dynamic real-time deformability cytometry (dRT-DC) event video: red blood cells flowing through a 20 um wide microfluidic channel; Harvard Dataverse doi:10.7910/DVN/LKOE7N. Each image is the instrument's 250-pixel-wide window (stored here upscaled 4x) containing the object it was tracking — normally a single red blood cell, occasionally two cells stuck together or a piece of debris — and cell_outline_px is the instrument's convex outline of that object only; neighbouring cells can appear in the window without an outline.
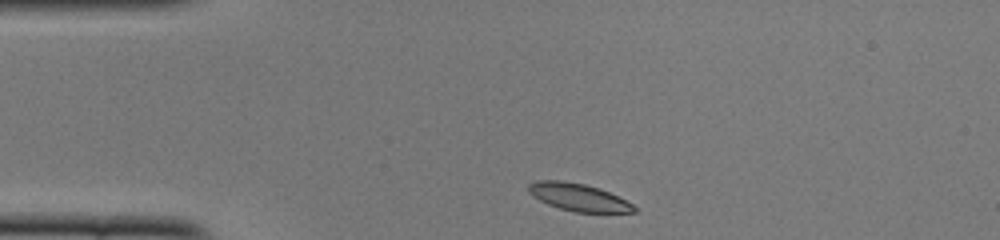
{"species": "common noctule bat (a hibernating species)", "species_latin": "Nyctalus noctula", "temperature_condition": "cold", "stored_images_in_passage": 42, "camera_frame_rate_fps": 3000, "um_per_image_px": 0.085, "animal": {"sex": "female", "body_mass_g": 22.0, "forearm_length_mm": 56.7}, "frame": {"image": 1, "passage_image": 1, "time_ms": 0.0, "image_size_px": [1000, 240], "cell_outline_px": [[636, 212], [576, 212], [560, 208], [548, 204], [532, 196], [528, 192], [528, 184], [536, 180], [560, 180], [584, 184], [600, 188], [632, 204], [636, 208]], "centroid_in_image_um": [49.12, 16.75], "position_along_channel_um": 35.9, "area_um2": 16.7}}
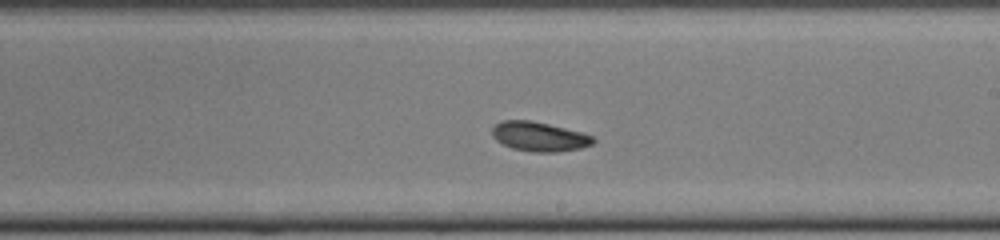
{"frame": {"image": 2, "passage_image": 20, "time_ms": 6.333, "image_size_px": [1000, 240], "cell_outline_px": [[596, 140], [592, 144], [580, 148], [556, 152], [532, 152], [512, 148], [496, 140], [492, 136], [492, 128], [500, 120], [532, 120], [584, 132], [592, 136]], "centroid_in_image_um": [45.84, 11.6], "position_along_channel_um": 243.2, "area_um2": 17.46}}
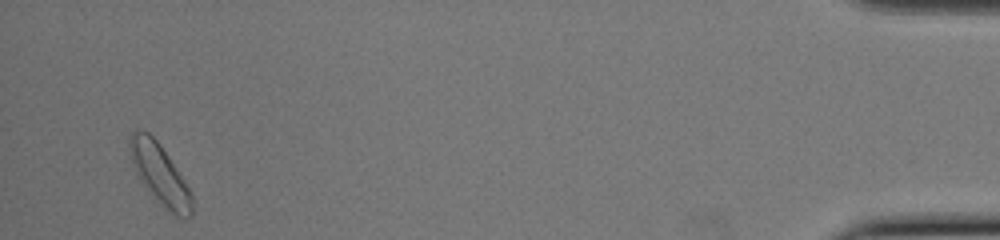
{"frame": {"image": 3, "passage_image": 40, "time_ms": 13.0, "image_size_px": [1000, 240], "cell_outline_px": [[192, 216], [180, 216], [168, 212], [140, 180], [136, 172], [132, 160], [128, 144], [128, 140], [132, 132], [136, 128], [148, 132], [160, 144], [184, 180], [192, 196]], "centroid_in_image_um": [13.56, 14.77], "position_along_channel_um": 421.6, "area_um2": 21.33}, "authors_computed_cell_mechanics": {"area_um2": 17.6579, "velocity_mm_per_s": 3.8472, "shape_relaxation_time_tau1_ms": 2.3777, "shape_relaxation_time_tau2_ms": null, "deformation_change_tau1": 0.1018, "deformation_change_tau2": null}}